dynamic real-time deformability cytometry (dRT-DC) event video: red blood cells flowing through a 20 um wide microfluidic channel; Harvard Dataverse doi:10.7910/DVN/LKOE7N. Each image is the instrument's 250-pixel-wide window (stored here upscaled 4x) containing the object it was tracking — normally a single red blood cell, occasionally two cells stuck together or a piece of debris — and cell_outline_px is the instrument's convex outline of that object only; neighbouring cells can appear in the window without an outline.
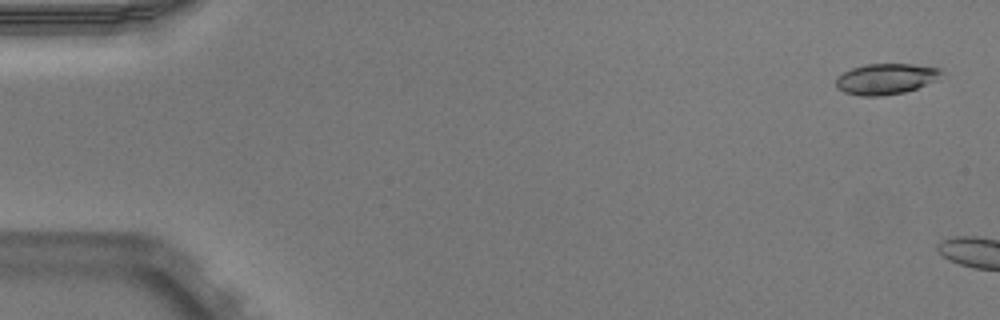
{"species": "Egyptian fruit bat (a non-hibernating species)", "species_latin": "Rousettus aegyptiacus", "temperature_condition": "warm", "stored_images_in_passage": 11, "camera_frame_rate_fps": 3000, "um_per_image_px": 0.085, "animal": {"sex": "male"}, "frame": {"image": 1, "passage_image": 2, "time_ms": 0.333, "image_size_px": [1000, 320], "cell_outline_px": [[944, 72], [936, 80], [916, 88], [904, 92], [880, 96], [860, 96], [844, 92], [836, 88], [836, 80], [844, 72], [852, 68], [864, 64], [912, 64], [940, 68]], "centroid_in_image_um": [75.3, 6.7], "position_along_channel_um": 9.7, "area_um2": 18.84}}